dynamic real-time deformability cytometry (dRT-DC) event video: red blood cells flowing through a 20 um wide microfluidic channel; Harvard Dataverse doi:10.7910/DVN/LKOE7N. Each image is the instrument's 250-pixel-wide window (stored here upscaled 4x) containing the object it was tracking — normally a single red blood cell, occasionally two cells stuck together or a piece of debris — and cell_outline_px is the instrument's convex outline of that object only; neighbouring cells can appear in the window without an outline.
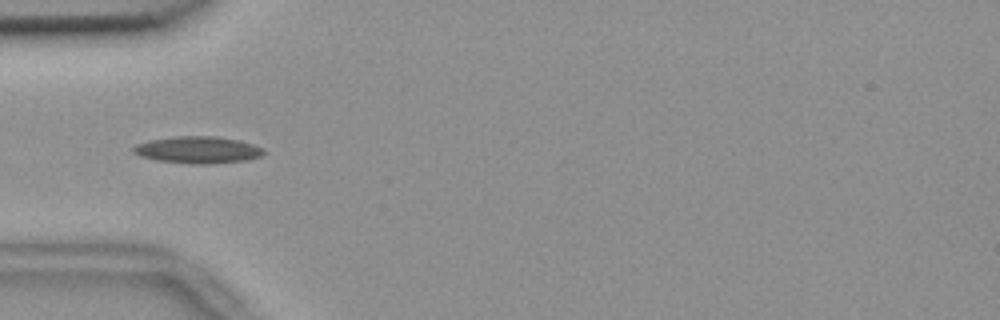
{"species": "common noctule bat (a hibernating species)", "species_latin": "Nyctalus noctula", "temperature_condition": "room temperature", "stored_images_in_passage": 7, "camera_frame_rate_fps": 3000, "um_per_image_px": 0.085, "animal": {"sex": "female", "body_mass_g": 18.4}, "frame": {"image": 1, "passage_image": 4, "time_ms": 1.0, "image_size_px": [1000, 320], "cell_outline_px": [[264, 152], [260, 156], [248, 160], [212, 164], [192, 164], [156, 160], [140, 156], [132, 152], [132, 148], [136, 144], [152, 140], [176, 136], [216, 136], [240, 140], [264, 148]], "centroid_in_image_um": [16.83, 12.74], "position_along_channel_um": 68.2, "area_um2": 20.52}}